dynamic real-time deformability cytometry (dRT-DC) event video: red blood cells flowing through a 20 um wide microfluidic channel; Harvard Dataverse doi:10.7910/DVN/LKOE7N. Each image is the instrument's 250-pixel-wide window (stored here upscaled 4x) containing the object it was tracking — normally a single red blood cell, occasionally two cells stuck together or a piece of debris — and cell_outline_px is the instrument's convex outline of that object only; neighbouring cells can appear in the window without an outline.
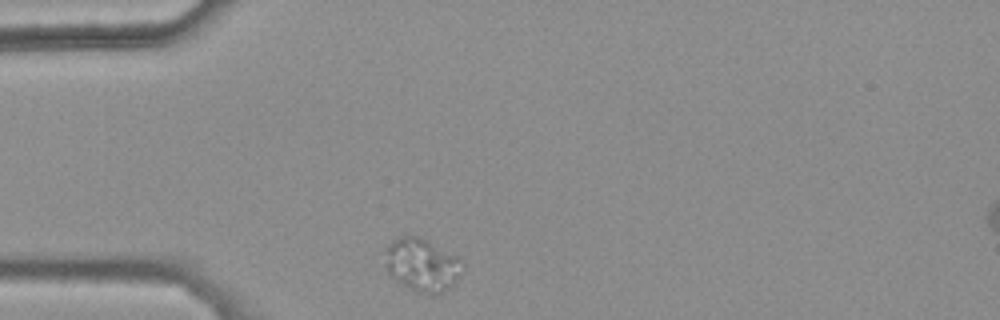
{"species": "common noctule bat (a hibernating species)", "species_latin": "Nyctalus noctula", "temperature_condition": "warm", "stored_images_in_passage": 32, "camera_frame_rate_fps": 3000, "um_per_image_px": 0.085, "animal": {"sex": "female", "body_mass_g": 25.1}, "frame": {"image": 1, "passage_image": 1, "time_ms": 0.0, "image_size_px": [1000, 320], "cell_outline_px": [[464, 264], [460, 276], [448, 288], [432, 296], [428, 296], [416, 292], [392, 280], [388, 276], [384, 264], [384, 248], [392, 240], [400, 236], [420, 236], [460, 256]], "centroid_in_image_um": [35.83, 22.51], "position_along_channel_um": 49.2, "area_um2": 24.91}}
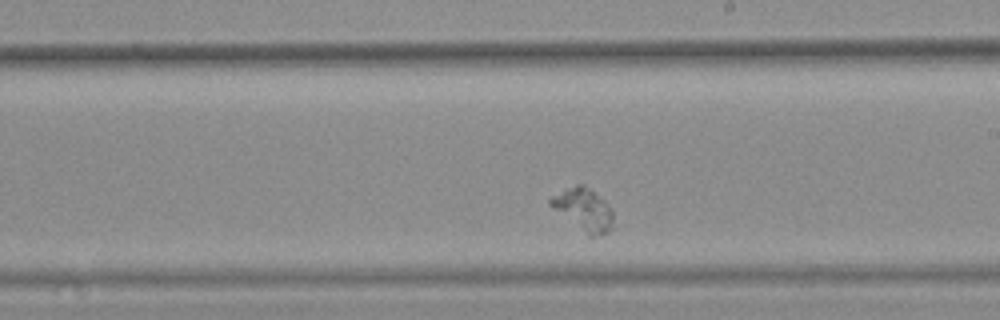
{"frame": {"image": 2, "passage_image": 19, "time_ms": 6.0, "image_size_px": [1000, 320], "cell_outline_px": [[616, 228], [608, 232], [592, 236], [588, 236], [548, 204], [548, 200], [552, 196], [576, 184], [584, 184], [604, 200], [608, 204], [612, 212]], "centroid_in_image_um": [49.65, 17.83], "position_along_channel_um": 239.3, "area_um2": 15.49}}
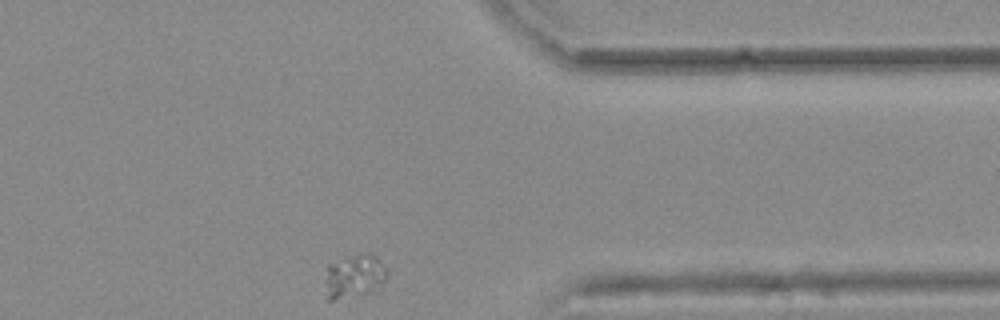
{"frame": {"image": 3, "passage_image": 32, "time_ms": 10.333, "image_size_px": [1000, 320], "cell_outline_px": [[388, 276], [380, 288], [372, 292], [332, 300], [328, 300], [324, 280], [328, 264], [352, 256], [368, 252], [372, 252], [388, 268]], "centroid_in_image_um": [30.16, 23.47], "position_along_channel_um": 381.2, "area_um2": 16.01}}